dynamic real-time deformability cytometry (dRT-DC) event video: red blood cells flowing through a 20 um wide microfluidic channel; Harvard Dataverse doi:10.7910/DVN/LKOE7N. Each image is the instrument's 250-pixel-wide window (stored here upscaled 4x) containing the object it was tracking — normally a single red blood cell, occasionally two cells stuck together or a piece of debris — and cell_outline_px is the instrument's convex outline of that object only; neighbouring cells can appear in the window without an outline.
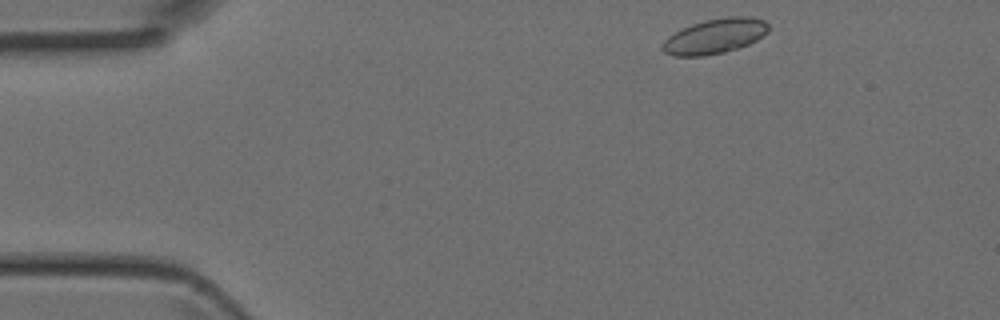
{"species": "Egyptian fruit bat (a non-hibernating species)", "species_latin": "Rousettus aegyptiacus", "temperature_condition": "room temperature", "stored_images_in_passage": 3, "camera_frame_rate_fps": 3000, "um_per_image_px": 0.085, "animal": {"sex": "female"}, "frame": {"image": 1, "passage_image": 1, "time_ms": 0.0, "image_size_px": [1000, 320], "cell_outline_px": [[768, 32], [764, 36], [748, 44], [724, 52], [704, 56], [672, 56], [664, 52], [660, 48], [664, 40], [668, 36], [692, 24], [704, 20], [728, 16], [752, 16], [764, 20], [768, 24]], "centroid_in_image_um": [60.77, 3.07], "position_along_channel_um": 24.2, "area_um2": 21.68}}
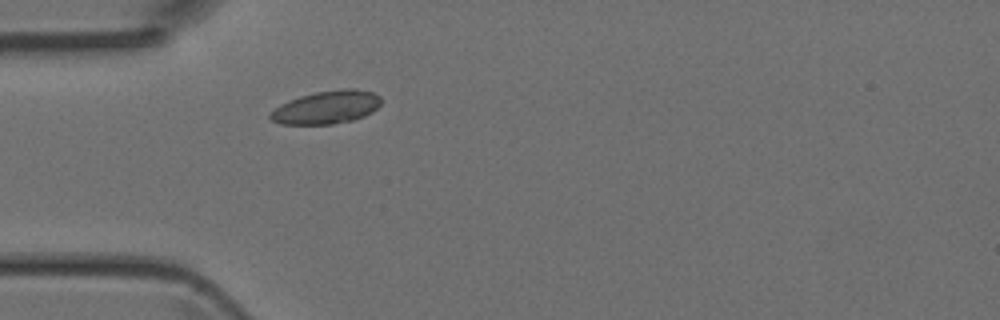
{"frame": {"image": 2, "passage_image": 3, "time_ms": 0.667, "image_size_px": [1000, 320], "cell_outline_px": [[380, 104], [372, 112], [364, 116], [352, 120], [332, 124], [280, 124], [272, 120], [268, 116], [268, 112], [280, 104], [288, 100], [300, 96], [316, 92], [340, 88], [356, 88], [372, 92], [380, 96]], "centroid_in_image_um": [27.73, 9.11], "position_along_channel_um": 57.3, "area_um2": 21.5}}